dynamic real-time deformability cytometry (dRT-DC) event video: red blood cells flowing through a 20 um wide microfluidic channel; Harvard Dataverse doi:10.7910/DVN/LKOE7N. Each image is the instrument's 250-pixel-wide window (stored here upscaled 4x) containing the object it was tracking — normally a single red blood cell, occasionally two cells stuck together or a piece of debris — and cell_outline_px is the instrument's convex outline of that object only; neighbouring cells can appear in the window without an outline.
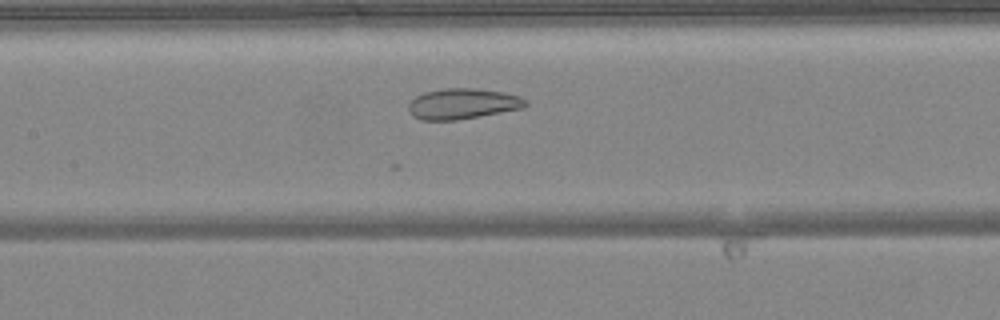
{"species": "common noctule bat (a hibernating species)", "species_latin": "Nyctalus noctula", "temperature_condition": "warm", "stored_images_in_passage": 35, "camera_frame_rate_fps": 3000, "um_per_image_px": 0.085, "animal": {"sex": "female", "body_mass_g": 24.6, "forearm_length_mm": 56.2}, "frame": {"image": 1, "passage_image": 9, "time_ms": 2.667, "image_size_px": [1000, 320], "cell_outline_px": [[528, 104], [524, 108], [480, 116], [456, 120], [420, 120], [412, 116], [408, 112], [408, 104], [416, 96], [424, 92], [448, 88], [472, 88], [504, 92], [520, 96]], "centroid_in_image_um": [39.3, 8.83], "position_along_channel_um": 168.1, "area_um2": 20.92}}
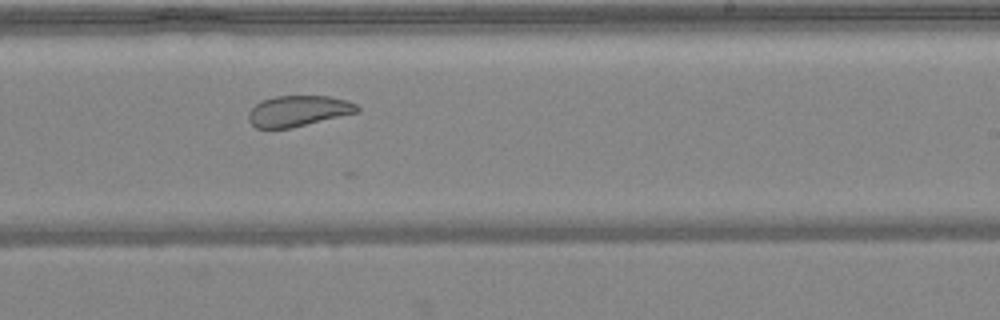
{"frame": {"image": 2, "passage_image": 16, "time_ms": 5.0, "image_size_px": [1000, 320], "cell_outline_px": [[360, 112], [292, 128], [256, 128], [248, 120], [248, 112], [260, 100], [276, 96], [328, 96], [348, 100], [356, 104], [360, 108]], "centroid_in_image_um": [25.37, 9.43], "position_along_channel_um": 263.6, "area_um2": 19.71}}
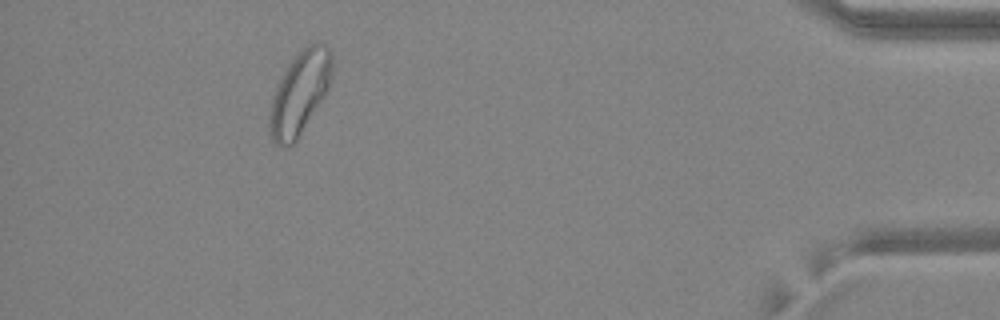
{"frame": {"image": 3, "passage_image": 31, "time_ms": 10.0, "image_size_px": [1000, 320], "cell_outline_px": [[332, 76], [328, 88], [324, 96], [300, 136], [288, 148], [280, 148], [272, 140], [268, 128], [268, 116], [272, 96], [276, 84], [288, 64], [308, 44], [316, 40], [324, 44], [332, 52]], "centroid_in_image_um": [25.45, 7.93], "position_along_channel_um": 409.7, "area_um2": 30.69}, "authors_computed_cell_mechanics": {"area_um2": 22.542, "velocity_mm_per_s": 4.133, "shape_relaxation_time_tau1_ms": null, "shape_relaxation_time_tau2_ms": 3.3904, "deformation_change_tau1": null, "deformation_change_tau2": 0.0818}}